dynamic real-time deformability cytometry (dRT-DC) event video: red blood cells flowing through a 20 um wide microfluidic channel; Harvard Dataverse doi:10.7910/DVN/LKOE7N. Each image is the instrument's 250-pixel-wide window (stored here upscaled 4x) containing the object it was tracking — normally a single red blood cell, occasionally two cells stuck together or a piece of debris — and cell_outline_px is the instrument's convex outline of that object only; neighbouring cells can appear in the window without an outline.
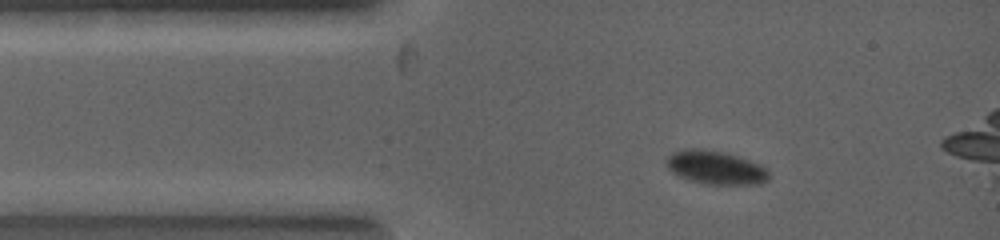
{"species": "common noctule bat (a hibernating species)", "species_latin": "Nyctalus noctula", "temperature_condition": "warm", "stored_images_in_passage": 10, "camera_frame_rate_fps": 5000, "um_per_image_px": 0.085, "animal": {"sex": "female", "body_mass_g": 19.0, "forearm_length_mm": 53.3}, "frame": {"image": 1, "passage_image": 2, "time_ms": 0.4, "image_size_px": [1000, 240], "cell_outline_px": [[768, 180], [760, 184], [708, 184], [688, 180], [672, 172], [668, 168], [664, 160], [672, 152], [684, 148], [704, 148], [724, 152], [760, 164], [768, 168]], "centroid_in_image_um": [60.8, 14.22], "position_along_channel_um": 24.2, "area_um2": 20.17}}
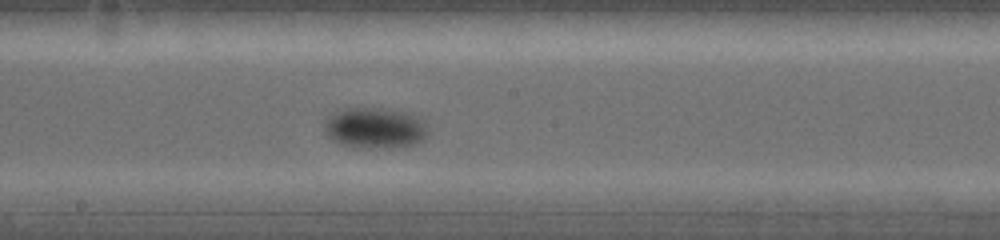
{"frame": {"image": 2, "passage_image": 10, "time_ms": 4.0, "image_size_px": [1000, 240], "cell_outline_px": [[428, 136], [424, 140], [412, 144], [388, 148], [364, 148], [344, 144], [328, 136], [324, 128], [324, 124], [336, 112], [352, 108], [368, 108], [400, 112], [420, 116], [424, 120], [428, 132]], "centroid_in_image_um": [31.94, 10.9], "position_along_channel_um": 216.3, "area_um2": 23.99}}